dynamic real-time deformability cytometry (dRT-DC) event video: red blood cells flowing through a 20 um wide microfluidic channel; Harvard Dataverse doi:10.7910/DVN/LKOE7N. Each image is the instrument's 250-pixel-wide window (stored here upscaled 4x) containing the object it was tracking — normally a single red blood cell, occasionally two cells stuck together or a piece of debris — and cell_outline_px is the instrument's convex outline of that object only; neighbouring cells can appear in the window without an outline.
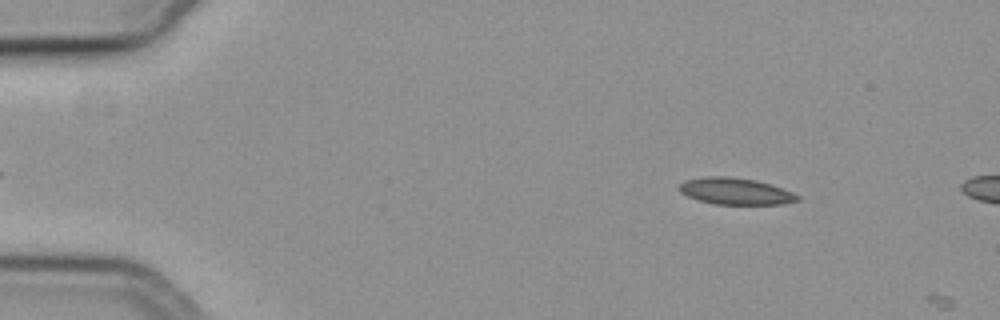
{"species": "common noctule bat (a hibernating species)", "species_latin": "Nyctalus noctula", "temperature_condition": "cold", "stored_images_in_passage": 7, "camera_frame_rate_fps": 3000, "um_per_image_px": 0.085, "animal": {"sex": "female", "body_mass_g": 19.3, "forearm_length_mm": 54.1}, "frame": {"image": 1, "passage_image": 6, "time_ms": 1.667, "image_size_px": [1000, 320], "cell_outline_px": [[800, 200], [784, 204], [716, 204], [700, 200], [688, 196], [680, 192], [676, 188], [684, 180], [704, 176], [728, 176], [756, 180], [792, 192], [800, 196]], "centroid_in_image_um": [62.48, 16.25], "position_along_channel_um": 22.5, "area_um2": 18.32}}